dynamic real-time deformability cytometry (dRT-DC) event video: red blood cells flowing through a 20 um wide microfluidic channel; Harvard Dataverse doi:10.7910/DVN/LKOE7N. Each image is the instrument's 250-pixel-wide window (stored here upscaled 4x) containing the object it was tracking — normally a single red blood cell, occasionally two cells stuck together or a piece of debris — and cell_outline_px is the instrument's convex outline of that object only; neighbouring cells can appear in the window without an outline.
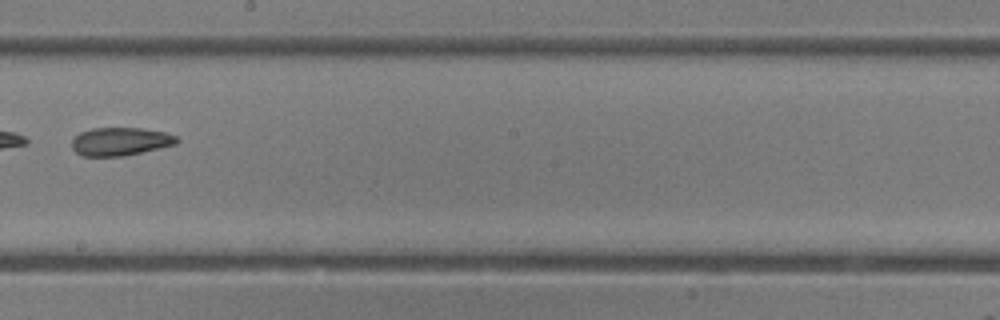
{"species": "common noctule bat (a hibernating species)", "species_latin": "Nyctalus noctula", "temperature_condition": "room temperature", "stored_images_in_passage": 41, "camera_frame_rate_fps": 3000, "um_per_image_px": 0.085, "animal": {"sex": "female"}, "frame": {"image": 1, "passage_image": 24, "time_ms": 7.667, "image_size_px": [1000, 320], "cell_outline_px": [[180, 140], [176, 144], [124, 156], [80, 156], [72, 148], [72, 140], [80, 132], [92, 128], [140, 128], [164, 132], [176, 136]], "centroid_in_image_um": [10.21, 12.03], "position_along_channel_um": 238.0, "area_um2": 17.17}}